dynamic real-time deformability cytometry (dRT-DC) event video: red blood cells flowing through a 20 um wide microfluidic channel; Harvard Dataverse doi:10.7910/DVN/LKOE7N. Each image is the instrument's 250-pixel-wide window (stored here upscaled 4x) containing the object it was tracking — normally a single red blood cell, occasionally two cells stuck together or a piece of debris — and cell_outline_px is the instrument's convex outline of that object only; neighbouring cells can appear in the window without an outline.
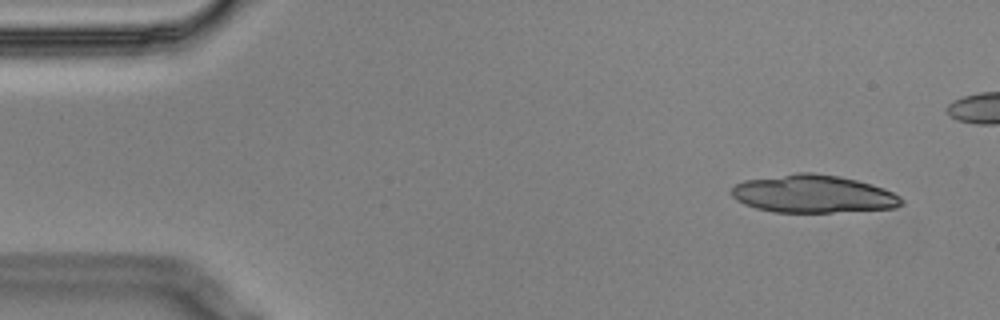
{"species": "Egyptian fruit bat (a non-hibernating species)", "species_latin": "Rousettus aegyptiacus", "temperature_condition": "cold", "stored_images_in_passage": 9, "camera_frame_rate_fps": 3000, "um_per_image_px": 0.085, "animal": {"sex": "male"}, "frame": {"image": 1, "passage_image": 1, "time_ms": 0.0, "image_size_px": [1000, 320], "cell_outline_px": [[904, 204], [896, 208], [832, 212], [776, 212], [756, 208], [744, 204], [736, 200], [732, 196], [732, 188], [736, 184], [744, 180], [796, 172], [812, 172], [840, 176], [872, 184], [884, 188], [900, 196], [904, 200]], "centroid_in_image_um": [69.14, 16.48], "position_along_channel_um": 15.9, "area_um2": 37.63}}
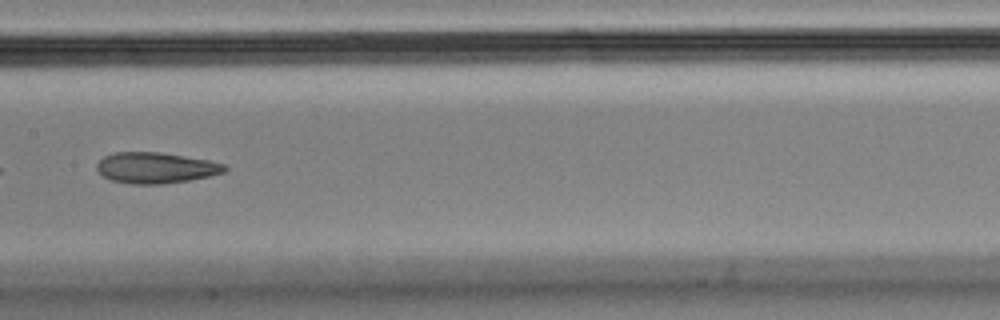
{"frame": {"image": 2, "passage_image": 8, "time_ms": 2.333, "image_size_px": [1000, 320], "cell_outline_px": [[228, 168], [224, 172], [208, 176], [188, 180], [164, 184], [132, 184], [112, 180], [104, 176], [96, 168], [96, 164], [104, 156], [116, 152], [160, 152], [208, 160], [224, 164]], "centroid_in_image_um": [13.23, 14.26], "position_along_channel_um": 194.2, "area_um2": 22.83}}
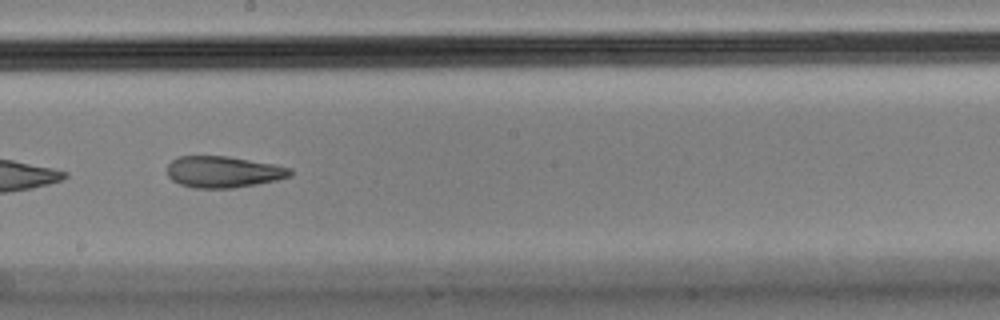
{"frame": {"image": 3, "passage_image": 9, "time_ms": 2.667, "image_size_px": [1000, 320], "cell_outline_px": [[292, 176], [276, 180], [256, 184], [232, 188], [192, 188], [180, 184], [172, 180], [168, 176], [168, 164], [172, 160], [180, 156], [228, 156], [272, 164], [292, 168]], "centroid_in_image_um": [18.98, 14.61], "position_along_channel_um": 229.2, "area_um2": 22.48}}